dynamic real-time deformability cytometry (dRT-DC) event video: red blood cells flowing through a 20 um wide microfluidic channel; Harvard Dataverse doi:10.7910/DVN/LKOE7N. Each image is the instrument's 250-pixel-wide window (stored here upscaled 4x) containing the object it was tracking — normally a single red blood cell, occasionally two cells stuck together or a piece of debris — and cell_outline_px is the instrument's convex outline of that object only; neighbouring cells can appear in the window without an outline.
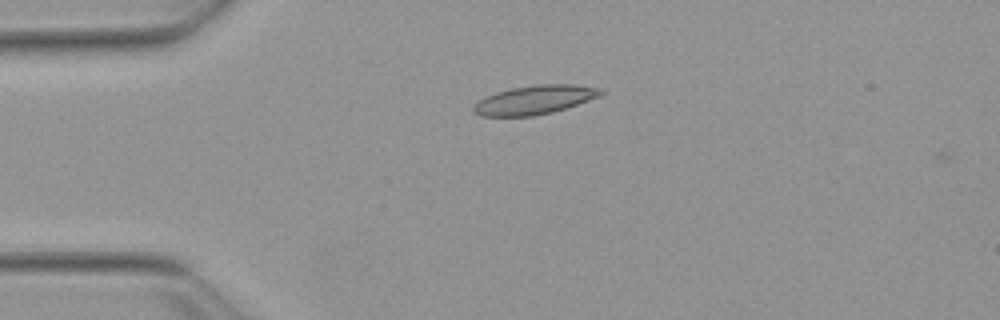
{"species": "Egyptian fruit bat (a non-hibernating species)", "species_latin": "Rousettus aegyptiacus", "temperature_condition": "warm", "stored_images_in_passage": 11, "camera_frame_rate_fps": 3000, "um_per_image_px": 0.085, "animal": {"sex": "female"}, "frame": {"image": 1, "passage_image": 9, "time_ms": 2.667, "image_size_px": [1000, 320], "cell_outline_px": [[604, 92], [600, 96], [552, 112], [532, 116], [480, 116], [472, 112], [472, 108], [484, 96], [496, 92], [512, 88], [536, 84], [572, 84], [604, 88]], "centroid_in_image_um": [45.43, 8.47], "position_along_channel_um": 39.6, "area_um2": 21.39}}